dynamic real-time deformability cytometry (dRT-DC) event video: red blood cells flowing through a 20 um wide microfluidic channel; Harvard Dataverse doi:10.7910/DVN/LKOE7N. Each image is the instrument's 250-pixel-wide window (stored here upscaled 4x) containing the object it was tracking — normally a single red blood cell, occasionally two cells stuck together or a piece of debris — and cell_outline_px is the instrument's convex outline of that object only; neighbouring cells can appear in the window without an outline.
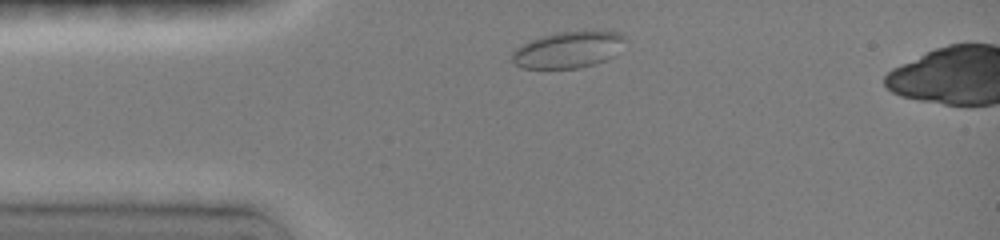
{"species": "common noctule bat (a hibernating species)", "species_latin": "Nyctalus noctula", "temperature_condition": "room temperature", "stored_images_in_passage": 37, "camera_frame_rate_fps": 3000, "um_per_image_px": 0.085, "animal": {"sex": "female", "body_mass_g": 19.0, "forearm_length_mm": 51.5}, "frame": {"image": 1, "passage_image": 1, "time_ms": 0.0, "image_size_px": [1000, 240], "cell_outline_px": [[624, 36], [608, 56], [604, 60], [592, 64], [576, 68], [524, 68], [516, 64], [512, 60], [512, 52], [516, 48], [528, 40], [540, 36], [556, 32], [584, 28], [616, 32]], "centroid_in_image_um": [48.16, 4.17], "position_along_channel_um": 36.8, "area_um2": 23.7}}
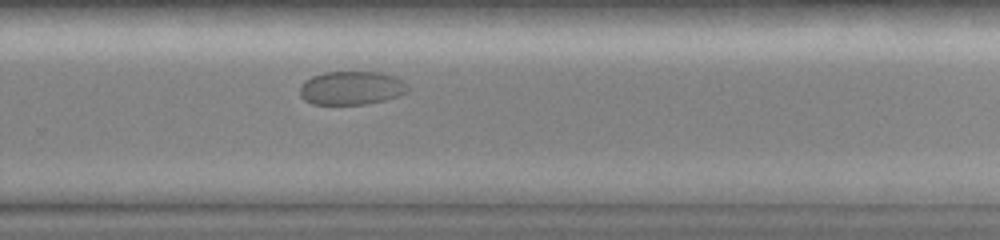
{"frame": {"image": 2, "passage_image": 25, "time_ms": 8.0, "image_size_px": [1000, 240], "cell_outline_px": [[408, 88], [404, 92], [396, 96], [384, 100], [364, 104], [312, 104], [304, 100], [300, 96], [300, 84], [304, 80], [312, 76], [324, 72], [380, 72], [396, 76]], "centroid_in_image_um": [29.8, 7.47], "position_along_channel_um": 300.0, "area_um2": 20.98}}
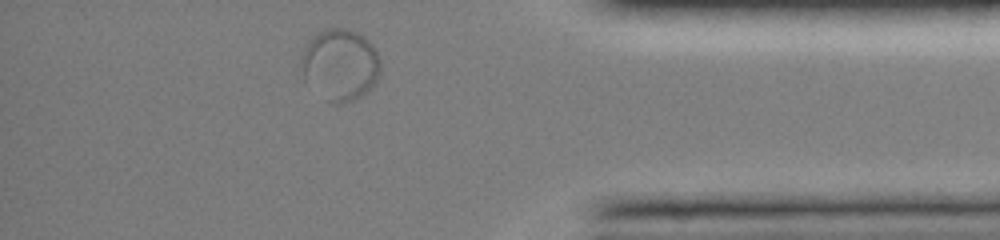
{"frame": {"image": 3, "passage_image": 35, "time_ms": 11.333, "image_size_px": [1000, 240], "cell_outline_px": [[380, 72], [376, 80], [360, 96], [336, 104], [328, 100], [304, 76], [300, 60], [304, 48], [312, 36], [316, 32], [324, 28], [348, 28], [364, 36], [372, 44], [380, 60]], "centroid_in_image_um": [28.91, 5.41], "position_along_channel_um": 406.3, "area_um2": 32.25}}